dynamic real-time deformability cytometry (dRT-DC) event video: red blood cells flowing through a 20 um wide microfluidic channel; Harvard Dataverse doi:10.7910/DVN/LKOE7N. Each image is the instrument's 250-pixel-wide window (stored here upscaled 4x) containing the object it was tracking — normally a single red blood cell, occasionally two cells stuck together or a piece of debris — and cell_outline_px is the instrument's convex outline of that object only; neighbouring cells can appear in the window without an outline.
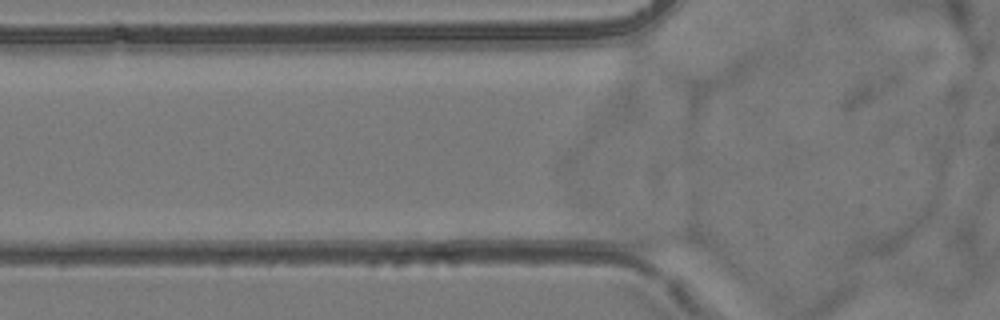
{"species": "common noctule bat (a hibernating species)", "species_latin": "Nyctalus noctula", "temperature_condition": "room temperature", "stored_images_in_passage": 4, "camera_frame_rate_fps": 3000, "um_per_image_px": 0.085, "animal": {"sex": "female", "body_mass_g": 24.6, "forearm_length_mm": 56.2}, "frame": {"image": 1, "passage_image": 3, "time_ms": 0.667, "image_size_px": [1000, 320], "cell_outline_px": [[708, 248], [632, 248], [620, 244], [620, 224], [696, 232], [700, 236]], "centroid_in_image_um": [56.0, 20.23], "position_along_channel_um": 69.8, "area_um2": 11.56}}